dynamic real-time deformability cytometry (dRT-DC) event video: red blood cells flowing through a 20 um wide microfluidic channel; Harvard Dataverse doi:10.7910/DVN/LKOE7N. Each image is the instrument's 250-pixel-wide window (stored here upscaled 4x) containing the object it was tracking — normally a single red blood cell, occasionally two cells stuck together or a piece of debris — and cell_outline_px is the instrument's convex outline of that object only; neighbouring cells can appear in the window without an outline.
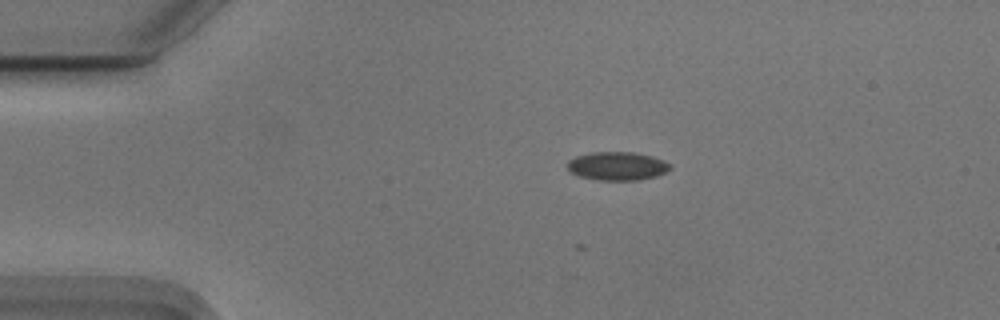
{"species": "Egyptian fruit bat (a non-hibernating species)", "species_latin": "Rousettus aegyptiacus", "temperature_condition": "cold", "stored_images_in_passage": 45, "camera_frame_rate_fps": 3000, "um_per_image_px": 0.085, "animal": {"sex": "male"}, "frame": {"image": 1, "passage_image": 1, "time_ms": 0.0, "image_size_px": [1000, 320], "cell_outline_px": [[672, 168], [656, 176], [636, 180], [600, 180], [580, 176], [568, 172], [568, 160], [576, 156], [592, 152], [636, 152], [652, 156], [664, 160], [672, 164]], "centroid_in_image_um": [52.48, 14.1], "position_along_channel_um": 32.5, "area_um2": 17.11}}
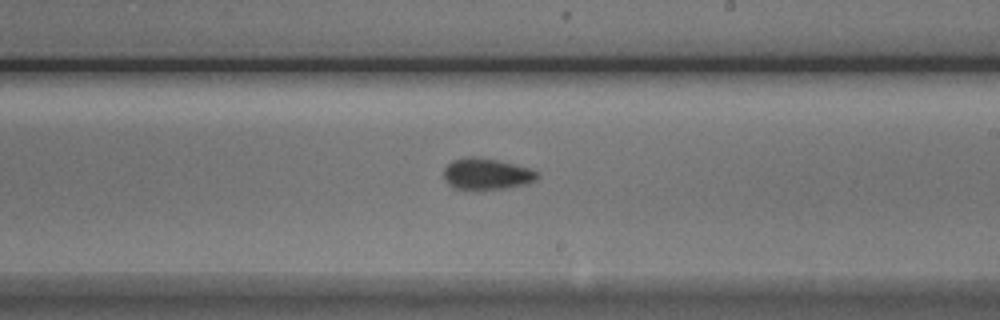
{"frame": {"image": 2, "passage_image": 22, "time_ms": 7.0, "image_size_px": [1000, 320], "cell_outline_px": [[540, 176], [536, 180], [528, 184], [504, 188], [476, 192], [452, 188], [444, 180], [444, 168], [452, 160], [468, 156], [476, 156], [496, 160], [528, 168], [536, 172]], "centroid_in_image_um": [41.3, 14.83], "position_along_channel_um": 247.7, "area_um2": 17.57}}
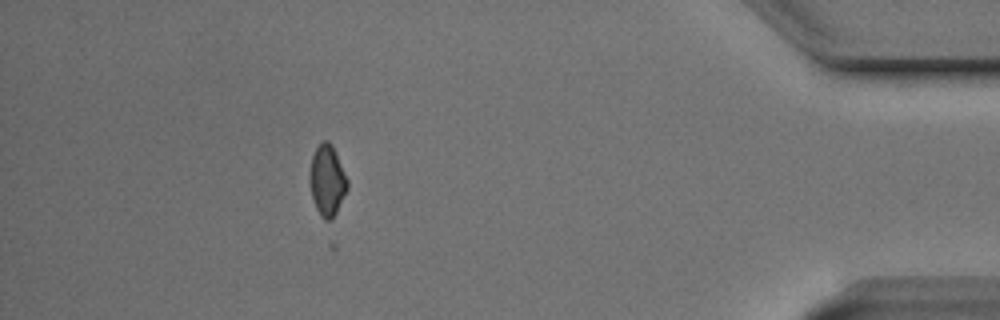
{"frame": {"image": 3, "passage_image": 39, "time_ms": 12.667, "image_size_px": [1000, 320], "cell_outline_px": [[348, 188], [332, 220], [324, 220], [320, 216], [316, 208], [312, 196], [308, 180], [308, 176], [312, 156], [316, 148], [324, 140], [328, 140], [332, 144], [348, 180]], "centroid_in_image_um": [27.8, 15.34], "position_along_channel_um": 407.4, "area_um2": 15.61}, "authors_computed_cell_mechanics": {"area_um2": 16.473, "velocity_mm_per_s": 3.74, "shape_relaxation_time_tau1_ms": null, "shape_relaxation_time_tau2_ms": 4.5347, "deformation_change_tau1": null, "deformation_change_tau2": 0.0765}}